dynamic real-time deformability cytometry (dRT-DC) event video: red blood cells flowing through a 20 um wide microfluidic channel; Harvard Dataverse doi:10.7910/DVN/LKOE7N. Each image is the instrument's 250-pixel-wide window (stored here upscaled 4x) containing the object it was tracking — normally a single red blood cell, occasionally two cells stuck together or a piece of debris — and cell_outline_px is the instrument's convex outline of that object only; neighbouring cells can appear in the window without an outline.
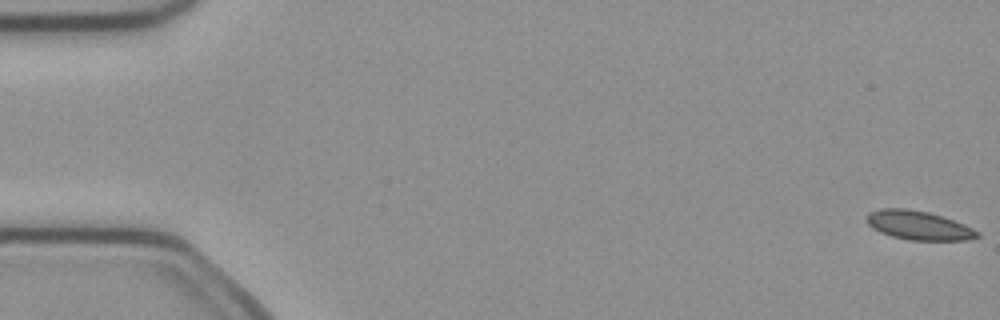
{"species": "common noctule bat (a hibernating species)", "species_latin": "Nyctalus noctula", "temperature_condition": "cold", "stored_images_in_passage": 5, "camera_frame_rate_fps": 3000, "um_per_image_px": 0.085, "animal": {"sex": "female", "body_mass_g": 21.9}, "frame": {"image": 1, "passage_image": 1, "time_ms": 0.0, "image_size_px": [1000, 320], "cell_outline_px": [[980, 236], [964, 240], [912, 240], [892, 236], [880, 232], [872, 228], [868, 224], [868, 212], [880, 208], [908, 208], [928, 212], [964, 224], [980, 232]], "centroid_in_image_um": [78.06, 19.15], "position_along_channel_um": 6.9, "area_um2": 18.5}}
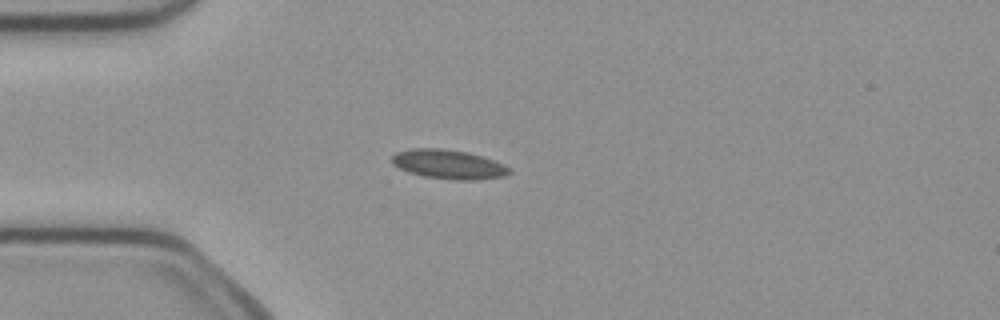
{"frame": {"image": 2, "passage_image": 4, "time_ms": 1.0, "image_size_px": [1000, 320], "cell_outline_px": [[512, 172], [504, 176], [472, 180], [456, 180], [424, 176], [408, 172], [392, 164], [392, 156], [396, 152], [412, 148], [440, 148], [468, 152], [504, 164]], "centroid_in_image_um": [38.1, 13.96], "position_along_channel_um": 46.9, "area_um2": 19.83}}